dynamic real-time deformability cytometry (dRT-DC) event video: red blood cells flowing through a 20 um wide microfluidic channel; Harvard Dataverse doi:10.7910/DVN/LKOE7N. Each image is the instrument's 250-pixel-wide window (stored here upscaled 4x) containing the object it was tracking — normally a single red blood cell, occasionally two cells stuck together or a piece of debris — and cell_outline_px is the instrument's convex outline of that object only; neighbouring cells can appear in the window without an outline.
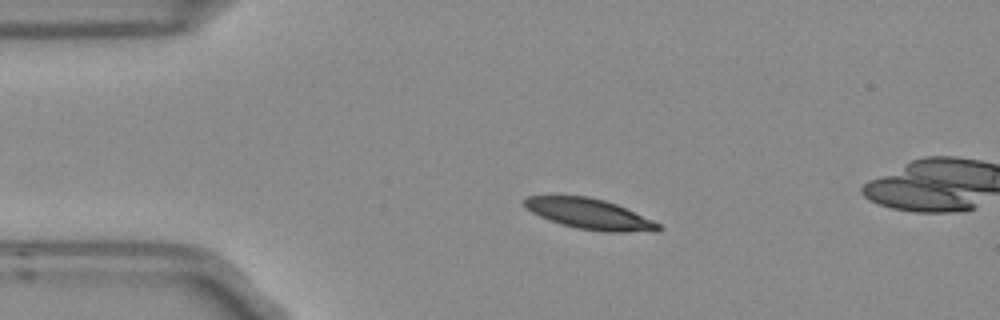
{"species": "Egyptian fruit bat (a non-hibernating species)", "species_latin": "Rousettus aegyptiacus", "temperature_condition": "room temperature", "stored_images_in_passage": 3, "camera_frame_rate_fps": 3000, "um_per_image_px": 0.085, "frame": {"image": 1, "passage_image": 1, "time_ms": 0.0, "image_size_px": [1000, 320], "cell_outline_px": [[660, 228], [656, 232], [604, 232], [576, 228], [560, 224], [540, 216], [532, 212], [524, 204], [524, 200], [528, 196], [588, 196], [604, 200], [616, 204], [652, 220], [660, 224]], "centroid_in_image_um": [50.13, 18.2], "position_along_channel_um": 34.9, "area_um2": 23.58}}